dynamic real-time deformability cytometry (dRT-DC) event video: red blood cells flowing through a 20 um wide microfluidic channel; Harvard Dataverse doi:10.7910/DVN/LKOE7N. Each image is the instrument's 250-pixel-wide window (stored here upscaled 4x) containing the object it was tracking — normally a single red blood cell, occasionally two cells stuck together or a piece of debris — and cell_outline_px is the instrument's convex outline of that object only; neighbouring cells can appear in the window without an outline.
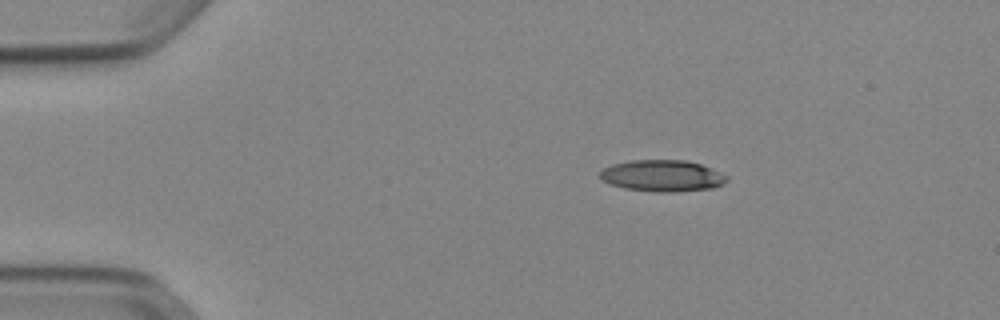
{"species": "Egyptian fruit bat (a non-hibernating species)", "species_latin": "Rousettus aegyptiacus", "temperature_condition": "cold", "stored_images_in_passage": 44, "camera_frame_rate_fps": 3000, "um_per_image_px": 0.085, "animal": {"sex": "female"}, "frame": {"image": 1, "passage_image": 1, "time_ms": 0.0, "image_size_px": [1000, 320], "cell_outline_px": [[728, 180], [724, 184], [712, 188], [676, 192], [656, 192], [624, 188], [600, 180], [600, 172], [604, 168], [612, 164], [632, 160], [684, 160], [700, 164], [712, 168], [728, 176]], "centroid_in_image_um": [56.32, 14.94], "position_along_channel_um": 28.7, "area_um2": 23.35}}
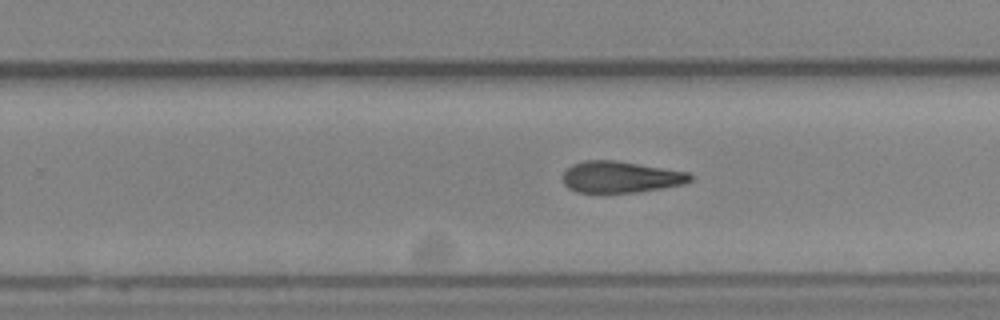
{"frame": {"image": 2, "passage_image": 25, "time_ms": 8.0, "image_size_px": [1000, 320], "cell_outline_px": [[692, 180], [684, 184], [636, 192], [576, 192], [568, 188], [564, 184], [564, 172], [572, 164], [584, 160], [616, 160], [688, 172], [692, 176]], "centroid_in_image_um": [52.74, 15.03], "position_along_channel_um": 277.1, "area_um2": 23.18}}
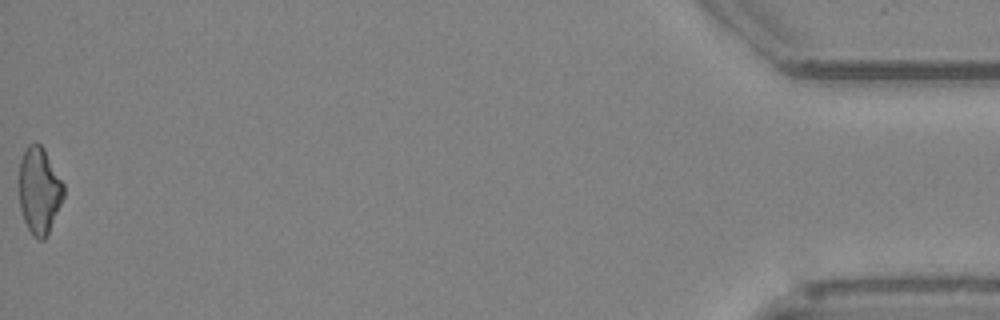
{"frame": {"image": 3, "passage_image": 44, "time_ms": 14.333, "image_size_px": [1000, 320], "cell_outline_px": [[64, 196], [48, 232], [44, 240], [40, 240], [32, 236], [24, 220], [20, 208], [20, 160], [24, 148], [28, 144], [36, 140], [44, 148], [64, 184]], "centroid_in_image_um": [3.33, 16.15], "position_along_channel_um": 431.9, "area_um2": 22.43}, "authors_computed_cell_mechanics": {"area_um2": 23.6691, "velocity_mm_per_s": 3.9259, "shape_relaxation_time_tau1_ms": 5.8748, "shape_relaxation_time_tau2_ms": 10.6744, "deformation_change_tau1": 0.1831, "deformation_change_tau2": 0.2686}}